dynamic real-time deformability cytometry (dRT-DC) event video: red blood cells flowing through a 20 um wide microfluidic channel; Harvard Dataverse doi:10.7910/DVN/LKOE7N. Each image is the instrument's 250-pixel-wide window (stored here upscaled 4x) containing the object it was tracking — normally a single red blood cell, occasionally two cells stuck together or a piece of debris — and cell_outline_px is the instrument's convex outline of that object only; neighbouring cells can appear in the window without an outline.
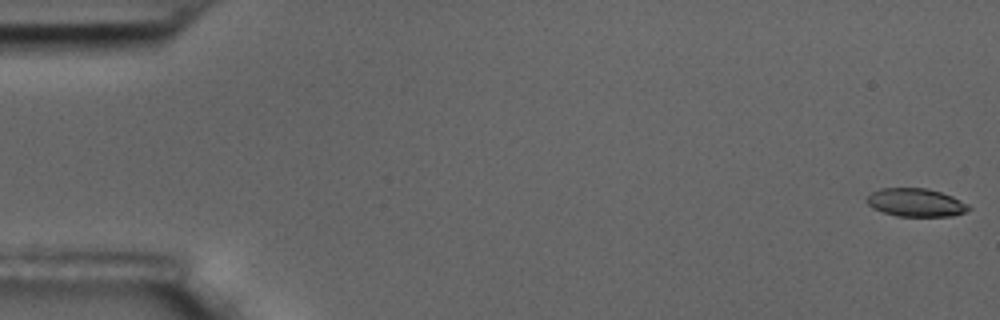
{"species": "common noctule bat (a hibernating species)", "species_latin": "Nyctalus noctula", "temperature_condition": "room temperature", "stored_images_in_passage": 7, "camera_frame_rate_fps": 3000, "um_per_image_px": 0.085, "animal": {"sex": "male", "body_mass_g": 17.5, "forearm_length_mm": 52.3}, "frame": {"image": 1, "passage_image": 1, "time_ms": 0.0, "image_size_px": [1000, 320], "cell_outline_px": [[972, 208], [964, 212], [952, 216], [896, 216], [872, 208], [868, 204], [868, 196], [872, 192], [880, 188], [928, 188], [952, 196], [968, 204]], "centroid_in_image_um": [77.86, 17.21], "position_along_channel_um": 7.1, "area_um2": 16.65}}
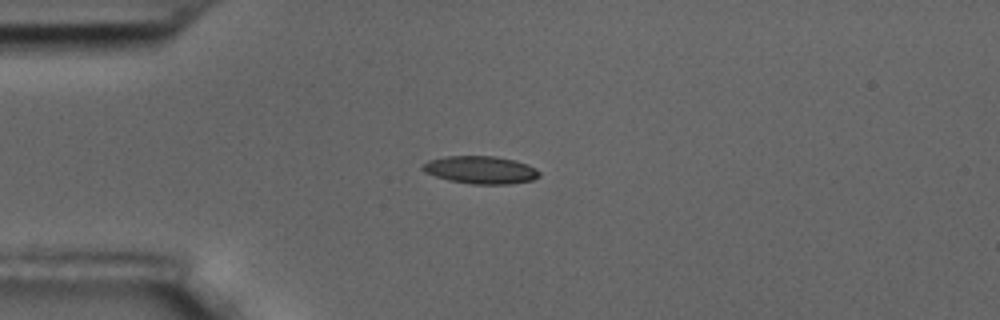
{"frame": {"image": 2, "passage_image": 5, "time_ms": 1.333, "image_size_px": [1000, 320], "cell_outline_px": [[540, 176], [532, 180], [512, 184], [472, 184], [452, 180], [436, 176], [424, 172], [420, 168], [428, 160], [444, 156], [496, 156], [516, 160], [528, 164], [536, 168], [540, 172]], "centroid_in_image_um": [40.88, 14.43], "position_along_channel_um": 44.1, "area_um2": 18.9}}